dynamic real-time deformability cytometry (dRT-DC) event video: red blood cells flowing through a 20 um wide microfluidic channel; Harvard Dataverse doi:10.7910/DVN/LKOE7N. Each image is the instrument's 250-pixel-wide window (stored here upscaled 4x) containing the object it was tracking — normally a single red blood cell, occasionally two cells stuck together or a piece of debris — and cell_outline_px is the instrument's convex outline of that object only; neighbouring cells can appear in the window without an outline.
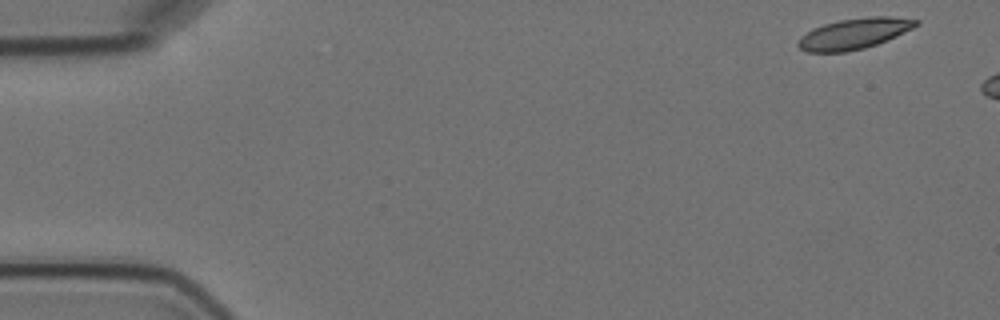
{"species": "Egyptian fruit bat (a non-hibernating species)", "species_latin": "Rousettus aegyptiacus", "temperature_condition": "cold", "stored_images_in_passage": 4, "camera_frame_rate_fps": 3000, "um_per_image_px": 0.085, "animal": {"sex": "female"}, "frame": {"image": 1, "passage_image": 1, "time_ms": 0.0, "image_size_px": [1000, 320], "cell_outline_px": [[920, 24], [896, 36], [876, 44], [864, 48], [844, 52], [808, 52], [800, 48], [796, 44], [800, 36], [812, 28], [824, 24], [840, 20], [868, 16], [892, 16], [920, 20]], "centroid_in_image_um": [72.59, 2.85], "position_along_channel_um": 12.4, "area_um2": 21.15}}